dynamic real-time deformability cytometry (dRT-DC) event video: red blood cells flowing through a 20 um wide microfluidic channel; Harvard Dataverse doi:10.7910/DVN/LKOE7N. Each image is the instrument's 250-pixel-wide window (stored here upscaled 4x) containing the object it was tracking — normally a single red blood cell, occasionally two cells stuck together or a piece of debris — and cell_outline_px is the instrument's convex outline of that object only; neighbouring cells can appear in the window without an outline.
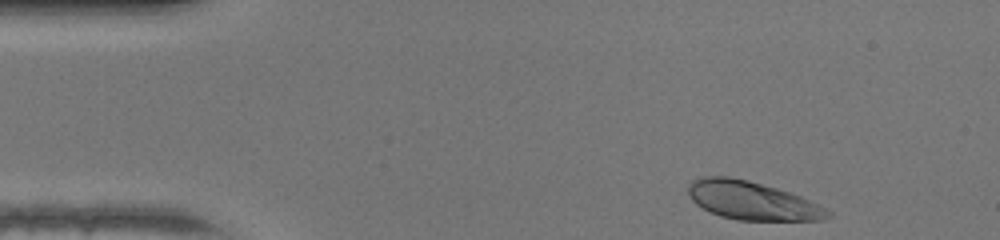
{"species": "human", "species_latin": "Homo sapiens", "temperature_condition": "warm", "stored_images_in_passage": 34, "camera_frame_rate_fps": 3000, "um_per_image_px": 0.085, "donor": {"sex": "female"}, "frame": {"image": 1, "passage_image": 1, "time_ms": 0.0, "image_size_px": [1000, 240], "cell_outline_px": [[832, 216], [824, 220], [736, 220], [720, 216], [696, 204], [692, 200], [688, 192], [688, 184], [692, 180], [704, 176], [728, 176], [748, 180], [776, 188], [800, 196], [832, 212]], "centroid_in_image_um": [63.9, 17.05], "position_along_channel_um": 21.1, "area_um2": 30.98}}
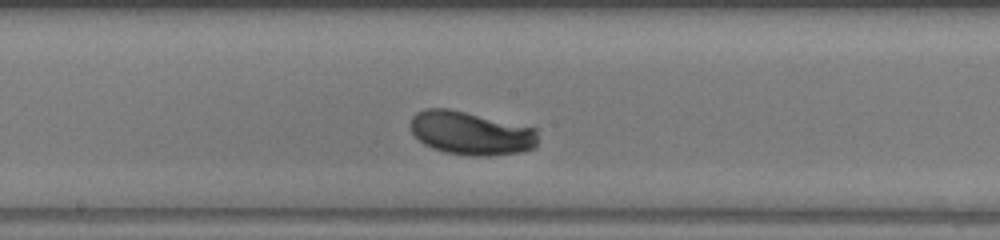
{"frame": {"image": 2, "passage_image": 20, "time_ms": 6.333, "image_size_px": [1000, 240], "cell_outline_px": [[536, 148], [520, 152], [488, 156], [472, 156], [444, 152], [432, 148], [424, 144], [412, 132], [412, 116], [416, 112], [424, 108], [448, 108], [536, 128]], "centroid_in_image_um": [40.02, 11.32], "position_along_channel_um": 208.2, "area_um2": 32.14}}
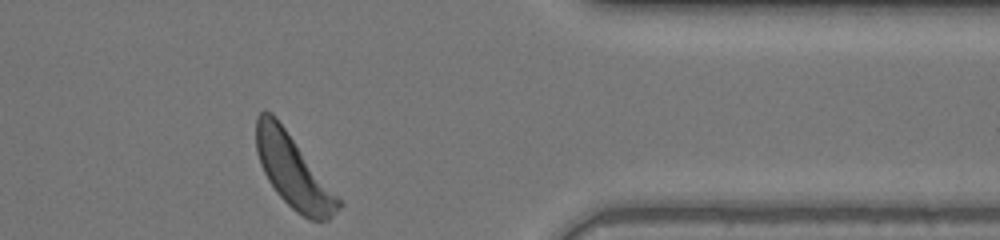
{"frame": {"image": 3, "passage_image": 34, "time_ms": 11.0, "image_size_px": [1000, 240], "cell_outline_px": [[344, 204], [328, 220], [312, 220], [296, 212], [276, 192], [268, 180], [260, 164], [256, 152], [256, 116], [264, 108], [272, 112], [276, 116]], "centroid_in_image_um": [24.89, 14.52], "position_along_channel_um": 386.5, "area_um2": 34.62}, "authors_computed_cell_mechanics": {"area_um2": 31.8767, "velocity_mm_per_s": 4.2694, "shape_relaxation_time_tau1_ms": 1.3719, "shape_relaxation_time_tau2_ms": null, "deformation_change_tau1": 0.1475, "deformation_change_tau2": null}}